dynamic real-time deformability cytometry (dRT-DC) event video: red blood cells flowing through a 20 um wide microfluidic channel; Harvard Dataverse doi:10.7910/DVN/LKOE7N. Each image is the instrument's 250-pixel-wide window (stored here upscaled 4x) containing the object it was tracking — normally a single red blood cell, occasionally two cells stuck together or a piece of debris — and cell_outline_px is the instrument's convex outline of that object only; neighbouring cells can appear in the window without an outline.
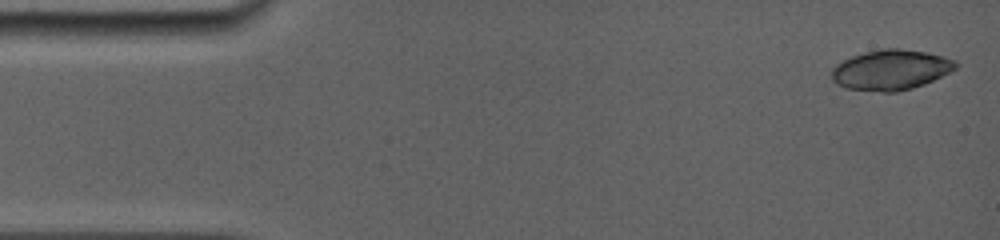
{"species": "common noctule bat (a hibernating species)", "species_latin": "Nyctalus noctula", "temperature_condition": "room temperature", "stored_images_in_passage": 8, "camera_frame_rate_fps": 5000, "um_per_image_px": 0.085, "animal": {"sex": "female", "body_mass_g": 19.0, "forearm_length_mm": 56.7}, "frame": {"image": 1, "passage_image": 1, "time_ms": 0.0, "image_size_px": [1000, 240], "cell_outline_px": [[960, 64], [956, 68], [924, 84], [912, 88], [896, 92], [880, 92], [848, 88], [836, 84], [832, 80], [832, 68], [836, 64], [852, 56], [864, 52], [884, 48], [896, 48], [928, 52], [944, 56], [956, 60]], "centroid_in_image_um": [75.73, 5.93], "position_along_channel_um": 9.3, "area_um2": 29.07}}
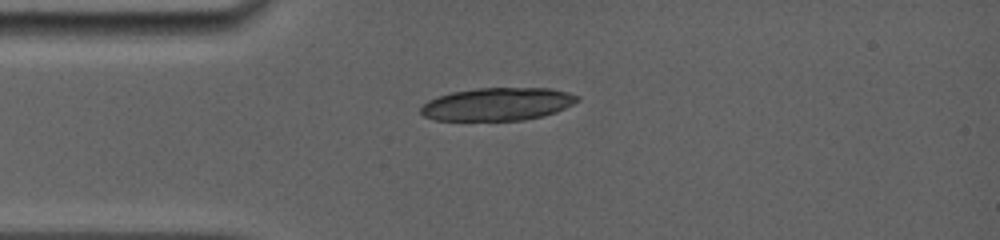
{"frame": {"image": 2, "passage_image": 8, "time_ms": 3.4, "image_size_px": [1000, 240], "cell_outline_px": [[580, 100], [556, 112], [544, 116], [524, 120], [432, 120], [424, 116], [420, 112], [420, 108], [428, 100], [452, 92], [476, 88], [552, 88], [568, 92], [580, 96]], "centroid_in_image_um": [42.31, 8.85], "position_along_channel_um": 42.7, "area_um2": 30.06}}